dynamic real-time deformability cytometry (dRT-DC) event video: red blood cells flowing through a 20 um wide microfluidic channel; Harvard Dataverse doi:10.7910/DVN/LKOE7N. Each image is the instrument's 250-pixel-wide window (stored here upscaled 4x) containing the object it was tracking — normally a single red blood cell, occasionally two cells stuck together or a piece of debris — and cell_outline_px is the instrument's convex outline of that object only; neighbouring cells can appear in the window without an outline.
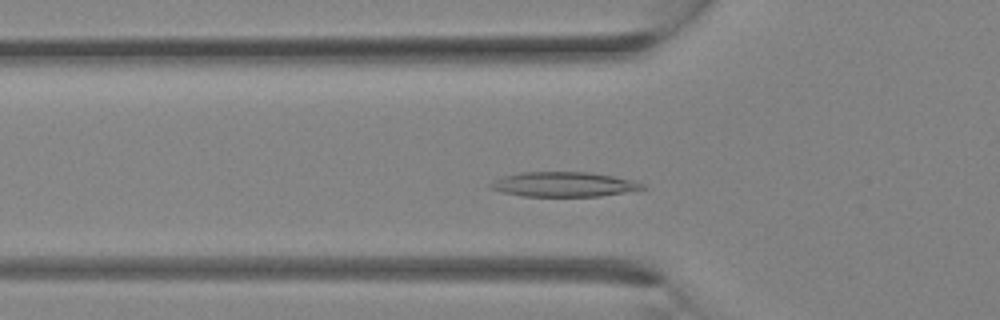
{"species": "Egyptian fruit bat (a non-hibernating species)", "species_latin": "Rousettus aegyptiacus", "temperature_condition": "room temperature", "stored_images_in_passage": 19, "camera_frame_rate_fps": 3000, "um_per_image_px": 0.085, "animal": {"sex": "female"}, "frame": {"image": 1, "passage_image": 8, "time_ms": 2.333, "image_size_px": [1000, 320], "cell_outline_px": [[648, 188], [600, 196], [524, 196], [504, 192], [488, 188], [488, 184], [504, 176], [520, 172], [588, 172], [612, 176], [632, 180], [644, 184]], "centroid_in_image_um": [47.92, 15.67], "position_along_channel_um": 77.9, "area_um2": 21.73}}
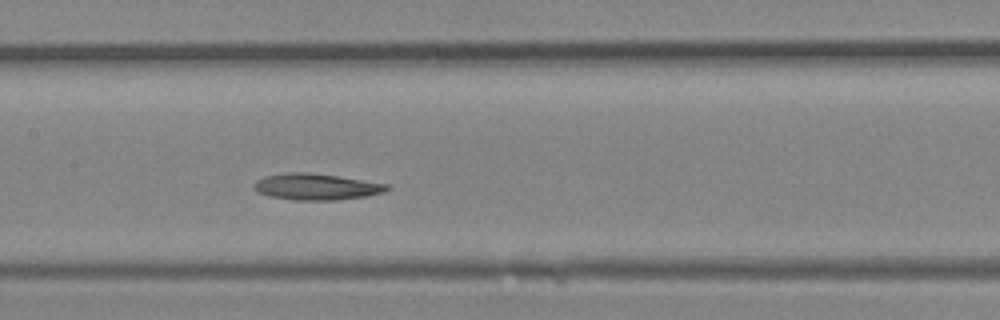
{"frame": {"image": 2, "passage_image": 13, "time_ms": 4.0, "image_size_px": [1000, 320], "cell_outline_px": [[392, 188], [384, 192], [364, 196], [336, 200], [296, 200], [272, 196], [256, 192], [252, 188], [252, 184], [256, 180], [264, 176], [284, 172], [304, 172], [340, 176], [388, 184]], "centroid_in_image_um": [26.85, 15.86], "position_along_channel_um": 180.5, "area_um2": 20.52}}
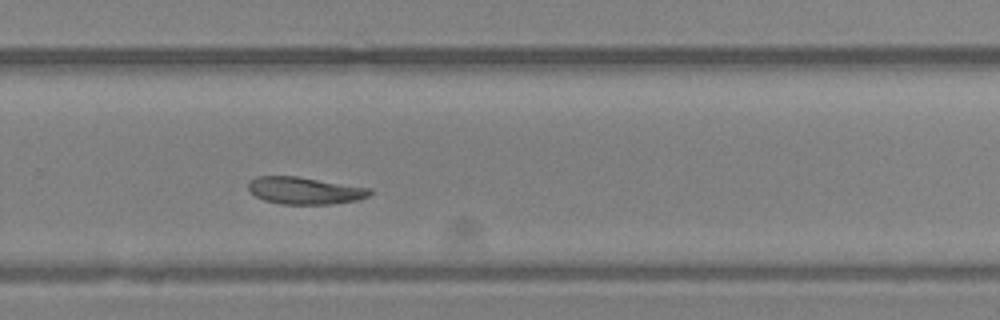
{"frame": {"image": 3, "passage_image": 19, "time_ms": 6.0, "image_size_px": [1000, 320], "cell_outline_px": [[372, 192], [368, 196], [360, 200], [332, 204], [280, 204], [264, 200], [256, 196], [248, 188], [248, 184], [256, 176], [296, 176], [372, 188]], "centroid_in_image_um": [25.94, 16.2], "position_along_channel_um": 303.9, "area_um2": 19.25}}